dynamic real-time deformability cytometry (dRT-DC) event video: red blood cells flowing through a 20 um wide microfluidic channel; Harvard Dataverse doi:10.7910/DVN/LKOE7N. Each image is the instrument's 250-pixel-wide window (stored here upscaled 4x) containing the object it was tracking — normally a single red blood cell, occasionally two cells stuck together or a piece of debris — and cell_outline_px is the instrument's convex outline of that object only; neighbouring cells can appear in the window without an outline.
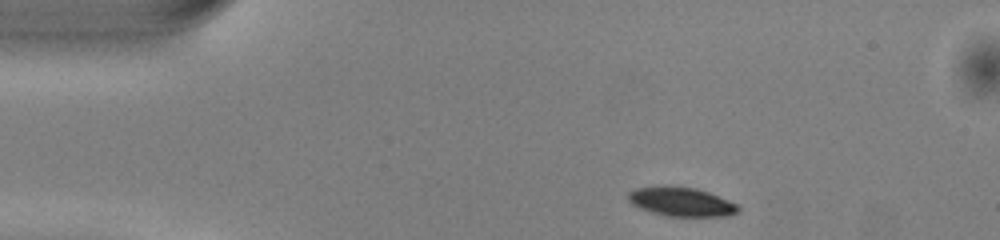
{"species": "common noctule bat (a hibernating species)", "species_latin": "Nyctalus noctula", "temperature_condition": "warm", "stored_images_in_passage": 43, "camera_frame_rate_fps": 3000, "um_per_image_px": 0.085, "animal": {"sex": "male", "body_mass_g": 13.0, "forearm_length_mm": 53.1}, "frame": {"image": 1, "passage_image": 1, "time_ms": 0.0, "image_size_px": [1000, 240], "cell_outline_px": [[740, 212], [728, 216], [668, 216], [652, 212], [640, 208], [632, 204], [628, 200], [628, 192], [636, 188], [668, 184], [696, 188], [708, 192], [740, 204]], "centroid_in_image_um": [57.94, 17.13], "position_along_channel_um": 27.1, "area_um2": 19.02}}
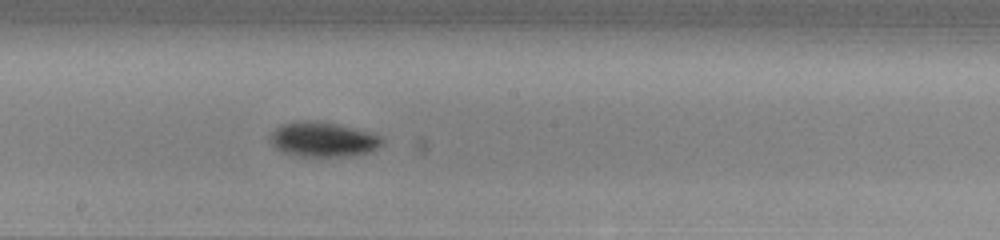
{"frame": {"image": 2, "passage_image": 20, "time_ms": 6.333, "image_size_px": [1000, 240], "cell_outline_px": [[384, 144], [368, 152], [348, 156], [300, 156], [284, 152], [276, 148], [272, 144], [268, 136], [280, 124], [304, 120], [316, 120], [356, 128], [380, 136], [384, 140]], "centroid_in_image_um": [27.44, 11.84], "position_along_channel_um": 220.8, "area_um2": 22.66}}
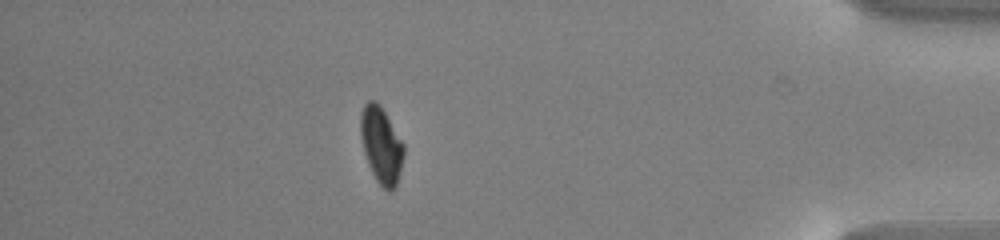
{"frame": {"image": 3, "passage_image": 37, "time_ms": 12.0, "image_size_px": [1000, 240], "cell_outline_px": [[404, 156], [396, 188], [388, 192], [376, 180], [368, 164], [364, 152], [360, 136], [360, 116], [364, 104], [368, 100], [376, 100], [380, 104], [404, 144]], "centroid_in_image_um": [32.4, 12.33], "position_along_channel_um": 402.8, "area_um2": 19.36}, "authors_computed_cell_mechanics": {"area_um2": 20.2878, "velocity_mm_per_s": 4.0509, "shape_relaxation_time_tau1_ms": 1.7547, "shape_relaxation_time_tau2_ms": null, "deformation_change_tau1": 0.1263, "deformation_change_tau2": null}}